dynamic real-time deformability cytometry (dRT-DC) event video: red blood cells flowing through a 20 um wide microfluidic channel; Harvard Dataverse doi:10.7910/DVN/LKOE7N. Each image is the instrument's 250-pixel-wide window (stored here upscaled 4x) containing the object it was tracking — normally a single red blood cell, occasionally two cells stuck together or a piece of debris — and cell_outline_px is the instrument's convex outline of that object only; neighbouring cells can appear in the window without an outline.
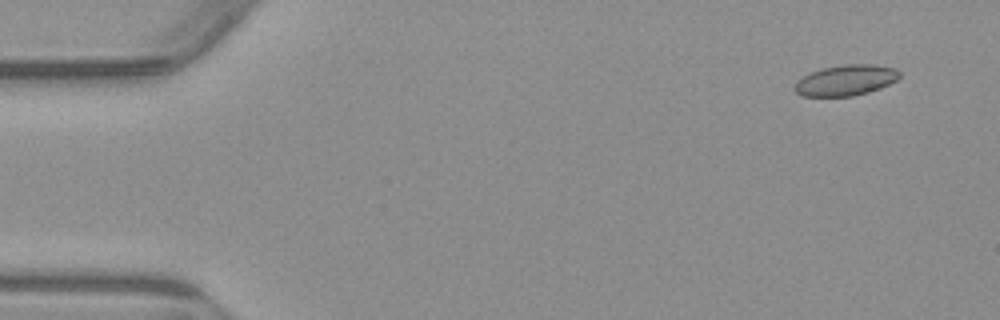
{"species": "common noctule bat (a hibernating species)", "species_latin": "Nyctalus noctula", "temperature_condition": "warm", "stored_images_in_passage": 5, "camera_frame_rate_fps": 3000, "um_per_image_px": 0.085, "animal": {"sex": "male", "body_mass_g": 23.1, "forearm_length_mm": 52.7}, "frame": {"image": 1, "passage_image": 1, "time_ms": 0.0, "image_size_px": [1000, 320], "cell_outline_px": [[900, 76], [896, 80], [880, 88], [868, 92], [852, 96], [800, 96], [792, 88], [796, 80], [808, 72], [820, 68], [844, 64], [876, 64], [896, 68], [900, 72]], "centroid_in_image_um": [71.84, 6.81], "position_along_channel_um": 13.2, "area_um2": 19.13}}
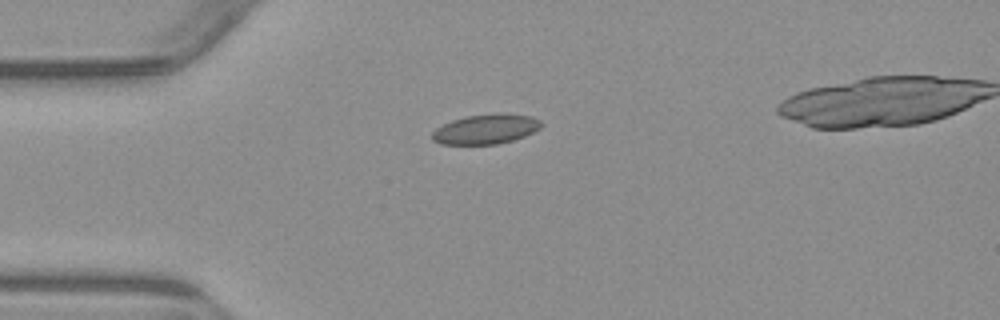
{"frame": {"image": 2, "passage_image": 3, "time_ms": 3.333, "image_size_px": [1000, 320], "cell_outline_px": [[544, 124], [540, 128], [524, 136], [512, 140], [496, 144], [440, 144], [432, 140], [432, 132], [436, 128], [452, 120], [468, 116], [496, 112], [532, 116], [540, 120]], "centroid_in_image_um": [41.31, 10.96], "position_along_channel_um": 43.7, "area_um2": 18.96}}
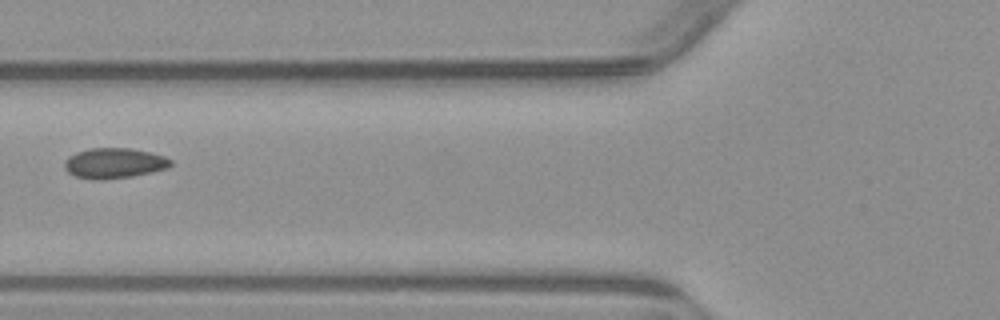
{"frame": {"image": 3, "passage_image": 5, "time_ms": 5.667, "image_size_px": [1000, 320], "cell_outline_px": [[172, 164], [168, 168], [152, 172], [132, 176], [104, 180], [92, 180], [76, 176], [68, 172], [64, 168], [64, 160], [68, 156], [76, 152], [88, 148], [132, 148], [152, 152], [164, 156], [172, 160]], "centroid_in_image_um": [9.7, 13.86], "position_along_channel_um": 116.1, "area_um2": 19.07}}